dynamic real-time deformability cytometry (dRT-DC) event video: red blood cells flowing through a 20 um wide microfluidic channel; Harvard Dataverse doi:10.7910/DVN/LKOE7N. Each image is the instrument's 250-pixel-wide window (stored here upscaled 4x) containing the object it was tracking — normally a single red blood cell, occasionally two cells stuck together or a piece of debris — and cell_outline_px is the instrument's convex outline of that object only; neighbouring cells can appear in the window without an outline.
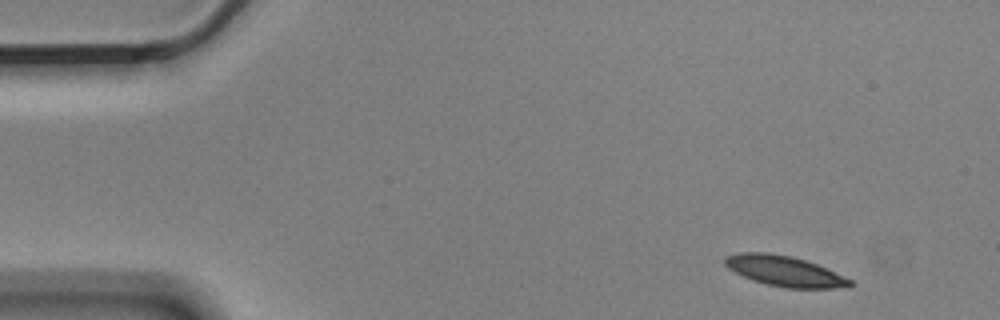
{"species": "Egyptian fruit bat (a non-hibernating species)", "species_latin": "Rousettus aegyptiacus", "temperature_condition": "cold", "stored_images_in_passage": 4, "camera_frame_rate_fps": 3000, "um_per_image_px": 0.085, "animal": {"sex": "male"}, "frame": {"image": 1, "passage_image": 1, "time_ms": 0.0, "image_size_px": [1000, 320], "cell_outline_px": [[856, 284], [832, 288], [784, 288], [752, 280], [728, 268], [724, 264], [724, 256], [740, 252], [768, 252], [792, 256], [816, 264], [852, 280]], "centroid_in_image_um": [66.64, 23.03], "position_along_channel_um": 18.4, "area_um2": 21.96}}
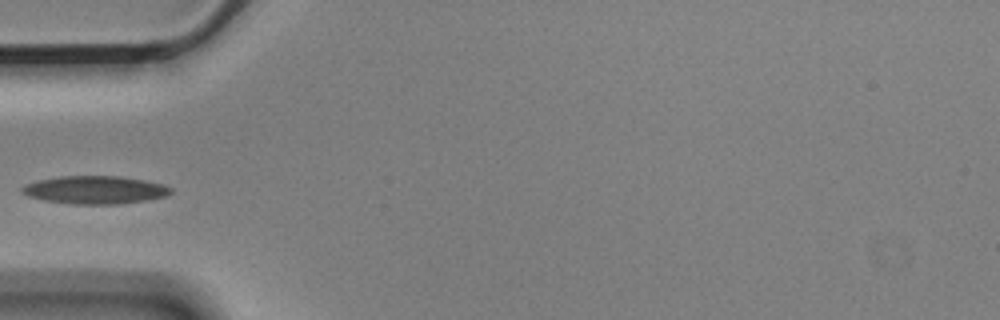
{"frame": {"image": 2, "passage_image": 4, "time_ms": 1.0, "image_size_px": [1000, 320], "cell_outline_px": [[172, 192], [168, 196], [148, 200], [120, 204], [72, 204], [44, 200], [28, 196], [20, 192], [20, 188], [24, 184], [36, 180], [60, 176], [120, 176], [144, 180], [160, 184], [172, 188]], "centroid_in_image_um": [8.05, 16.14], "position_along_channel_um": 77.0, "area_um2": 24.45}}